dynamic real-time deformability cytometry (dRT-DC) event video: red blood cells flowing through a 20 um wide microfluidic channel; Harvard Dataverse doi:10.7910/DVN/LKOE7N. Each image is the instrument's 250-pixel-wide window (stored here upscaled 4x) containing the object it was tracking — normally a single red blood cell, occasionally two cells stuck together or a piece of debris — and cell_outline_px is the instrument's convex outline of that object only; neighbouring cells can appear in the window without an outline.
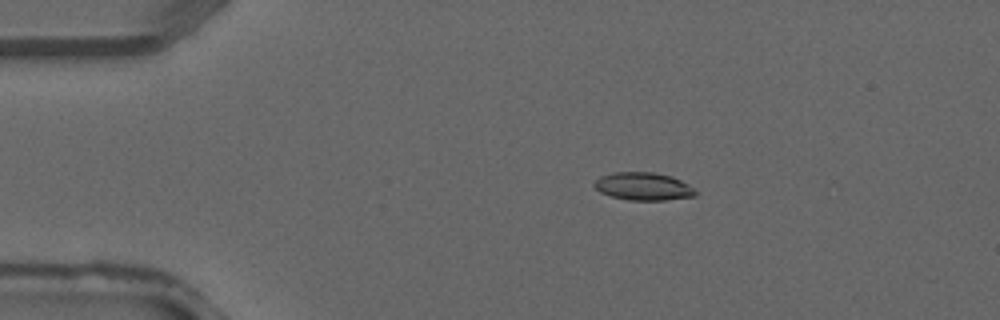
{"species": "common noctule bat (a hibernating species)", "species_latin": "Nyctalus noctula", "temperature_condition": "warm", "stored_images_in_passage": 2, "camera_frame_rate_fps": 3000, "um_per_image_px": 0.085, "animal": {"sex": "male", "forearm_length_mm": 52.5}, "frame": {"image": 1, "passage_image": 1, "time_ms": 0.0, "image_size_px": [1000, 320], "cell_outline_px": [[696, 196], [664, 200], [628, 200], [612, 196], [600, 192], [592, 184], [600, 176], [616, 172], [652, 172], [672, 176], [688, 184], [696, 192]], "centroid_in_image_um": [54.67, 15.84], "position_along_channel_um": 30.3, "area_um2": 16.3}}